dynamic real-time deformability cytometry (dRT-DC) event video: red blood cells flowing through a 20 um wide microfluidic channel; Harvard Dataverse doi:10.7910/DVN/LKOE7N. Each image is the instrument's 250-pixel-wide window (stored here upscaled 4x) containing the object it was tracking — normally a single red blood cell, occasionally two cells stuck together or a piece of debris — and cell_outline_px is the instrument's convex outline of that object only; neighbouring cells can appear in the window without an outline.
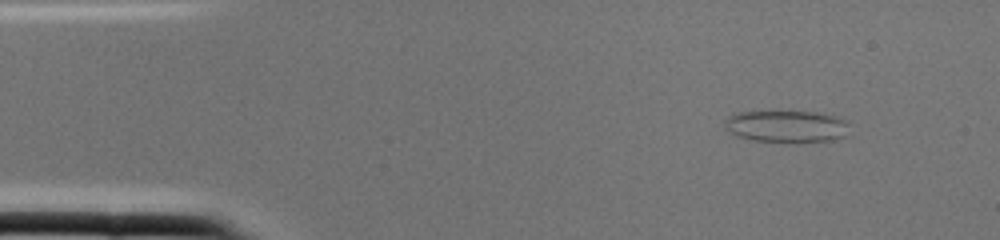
{"species": "common noctule bat (a hibernating species)", "species_latin": "Nyctalus noctula", "temperature_condition": "cold", "stored_images_in_passage": 1, "camera_frame_rate_fps": 3000, "um_per_image_px": 0.085, "animal": {"sex": "female", "body_mass_g": 22.0, "forearm_length_mm": 56.7}, "frame": {"image": 1, "passage_image": 1, "time_ms": 0.0, "image_size_px": [1000, 240], "cell_outline_px": [[848, 124], [844, 136], [832, 140], [788, 144], [752, 140], [736, 136], [724, 124], [724, 120], [728, 116], [740, 112], [816, 112], [836, 116], [848, 120]], "centroid_in_image_um": [66.87, 10.77], "position_along_channel_um": 18.1, "area_um2": 23.52}}